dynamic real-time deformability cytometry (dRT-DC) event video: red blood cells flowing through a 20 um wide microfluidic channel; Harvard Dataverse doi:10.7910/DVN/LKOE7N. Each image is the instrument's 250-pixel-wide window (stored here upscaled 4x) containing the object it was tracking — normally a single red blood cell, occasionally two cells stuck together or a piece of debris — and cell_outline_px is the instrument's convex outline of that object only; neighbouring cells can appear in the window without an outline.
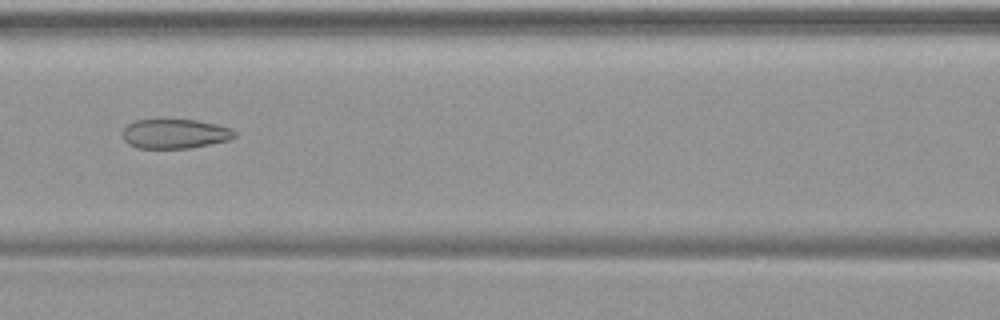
{"species": "common noctule bat (a hibernating species)", "species_latin": "Nyctalus noctula", "temperature_condition": "warm", "stored_images_in_passage": 49, "camera_frame_rate_fps": 3000, "um_per_image_px": 0.085, "animal": {"sex": "female", "body_mass_g": 19.9}, "frame": {"image": 1, "passage_image": 22, "time_ms": 7.0, "image_size_px": [1000, 320], "cell_outline_px": [[236, 136], [228, 140], [188, 148], [140, 148], [128, 144], [124, 140], [120, 132], [128, 124], [136, 120], [196, 120], [216, 124], [232, 128], [236, 132]], "centroid_in_image_um": [14.85, 11.37], "position_along_channel_um": 151.8, "area_um2": 19.19}}
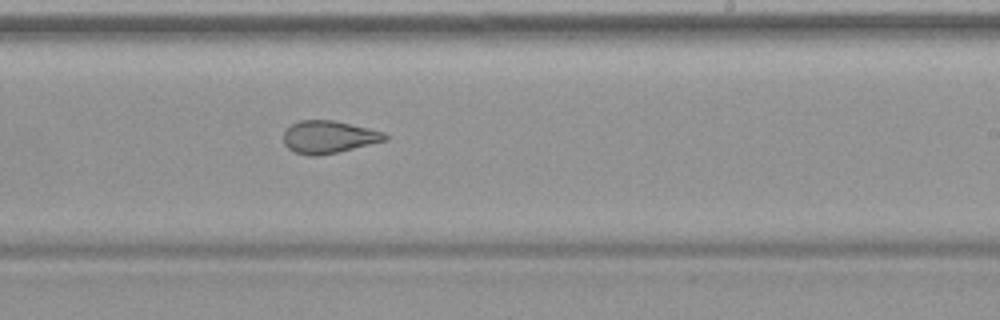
{"frame": {"image": 2, "passage_image": 30, "time_ms": 9.667, "image_size_px": [1000, 320], "cell_outline_px": [[388, 140], [336, 152], [316, 156], [308, 156], [296, 152], [288, 148], [284, 144], [284, 132], [292, 124], [300, 120], [332, 120], [368, 128], [384, 132], [388, 136]], "centroid_in_image_um": [27.94, 11.64], "position_along_channel_um": 261.1, "area_um2": 19.02}}
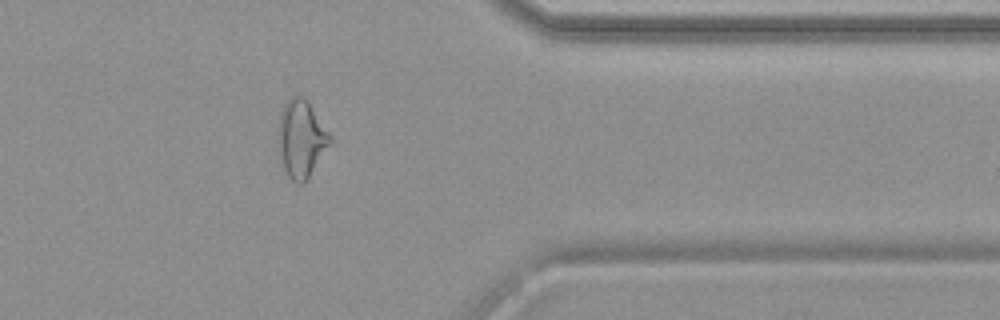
{"frame": {"image": 3, "passage_image": 40, "time_ms": 13.0, "image_size_px": [1000, 320], "cell_outline_px": [[332, 144], [308, 176], [300, 184], [296, 184], [288, 176], [280, 164], [276, 144], [276, 128], [280, 112], [284, 104], [292, 96], [304, 96], [308, 100], [332, 136]], "centroid_in_image_um": [25.56, 11.77], "position_along_channel_um": 385.8, "area_um2": 24.16}}